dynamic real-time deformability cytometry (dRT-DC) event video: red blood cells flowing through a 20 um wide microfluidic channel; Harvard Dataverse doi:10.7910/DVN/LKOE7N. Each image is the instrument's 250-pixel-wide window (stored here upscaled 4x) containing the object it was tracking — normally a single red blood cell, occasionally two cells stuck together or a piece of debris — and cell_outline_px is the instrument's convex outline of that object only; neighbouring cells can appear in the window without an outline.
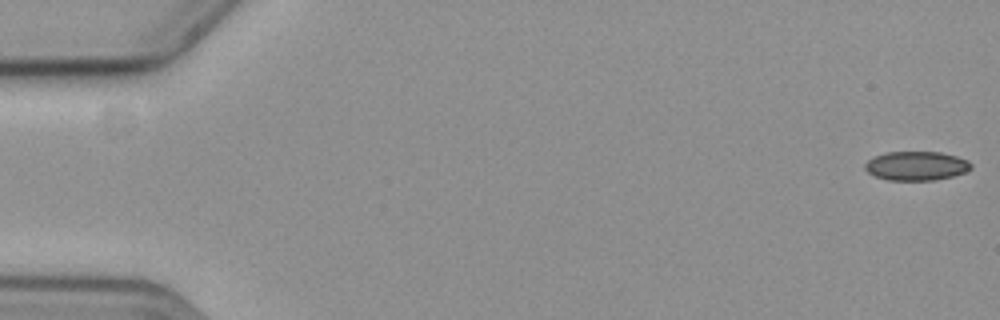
{"species": "common noctule bat (a hibernating species)", "species_latin": "Nyctalus noctula", "temperature_condition": "cold", "stored_images_in_passage": 56, "camera_frame_rate_fps": 3000, "um_per_image_px": 0.085, "animal": {"sex": "female", "body_mass_g": 19.3, "forearm_length_mm": 54.1}, "frame": {"image": 1, "passage_image": 1, "time_ms": 0.0, "image_size_px": [1000, 320], "cell_outline_px": [[972, 168], [964, 172], [952, 176], [932, 180], [888, 180], [876, 176], [868, 172], [864, 168], [864, 164], [872, 156], [884, 152], [940, 152], [956, 156], [968, 160], [972, 164]], "centroid_in_image_um": [77.86, 14.09], "position_along_channel_um": 7.1, "area_um2": 17.98}}
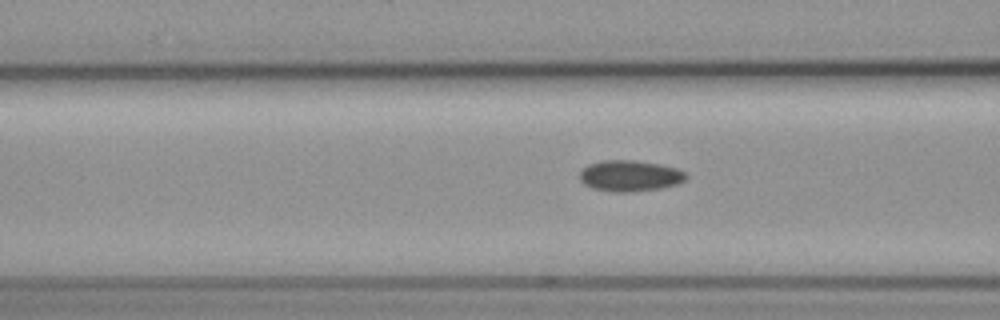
{"frame": {"image": 2, "passage_image": 23, "time_ms": 7.333, "image_size_px": [1000, 320], "cell_outline_px": [[688, 176], [680, 184], [660, 188], [632, 192], [616, 192], [592, 188], [584, 184], [580, 180], [580, 172], [588, 164], [604, 160], [632, 160], [660, 164], [676, 168], [684, 172]], "centroid_in_image_um": [53.55, 14.95], "position_along_channel_um": 113.0, "area_um2": 19.25}}
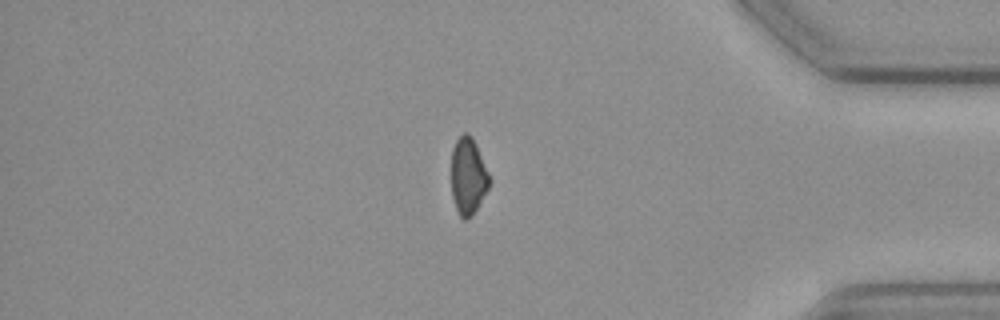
{"frame": {"image": 3, "passage_image": 49, "time_ms": 16.0, "image_size_px": [1000, 320], "cell_outline_px": [[488, 188], [472, 216], [468, 220], [464, 220], [460, 216], [456, 208], [452, 196], [452, 148], [456, 140], [464, 132], [468, 132], [472, 136], [476, 144], [488, 172]], "centroid_in_image_um": [39.77, 14.96], "position_along_channel_um": 395.4, "area_um2": 16.82}}